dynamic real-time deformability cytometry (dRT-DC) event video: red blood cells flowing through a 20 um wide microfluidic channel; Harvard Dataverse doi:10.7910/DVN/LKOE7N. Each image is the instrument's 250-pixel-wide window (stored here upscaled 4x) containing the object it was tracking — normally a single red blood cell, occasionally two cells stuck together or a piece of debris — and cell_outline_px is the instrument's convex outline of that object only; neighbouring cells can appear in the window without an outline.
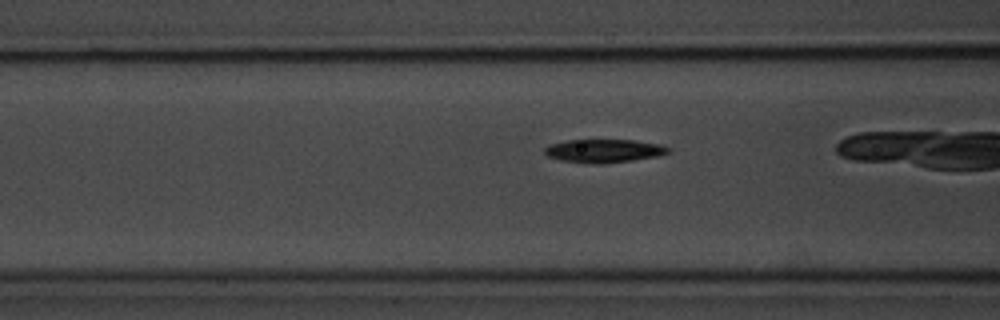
{"species": "common noctule bat (a hibernating species)", "species_latin": "Nyctalus noctula", "temperature_condition": "room temperature", "stored_images_in_passage": 32, "camera_frame_rate_fps": 3000, "um_per_image_px": 0.085, "animal": {"sex": "male", "body_mass_g": 20.1, "forearm_length_mm": 53.5}, "frame": {"image": 1, "passage_image": 10, "time_ms": 3.0, "image_size_px": [1000, 320], "cell_outline_px": [[672, 152], [660, 156], [604, 164], [592, 164], [560, 160], [548, 156], [544, 152], [544, 148], [548, 144], [568, 140], [636, 140], [660, 144], [672, 148]], "centroid_in_image_um": [51.38, 12.82], "position_along_channel_um": 115.2, "area_um2": 17.11}}